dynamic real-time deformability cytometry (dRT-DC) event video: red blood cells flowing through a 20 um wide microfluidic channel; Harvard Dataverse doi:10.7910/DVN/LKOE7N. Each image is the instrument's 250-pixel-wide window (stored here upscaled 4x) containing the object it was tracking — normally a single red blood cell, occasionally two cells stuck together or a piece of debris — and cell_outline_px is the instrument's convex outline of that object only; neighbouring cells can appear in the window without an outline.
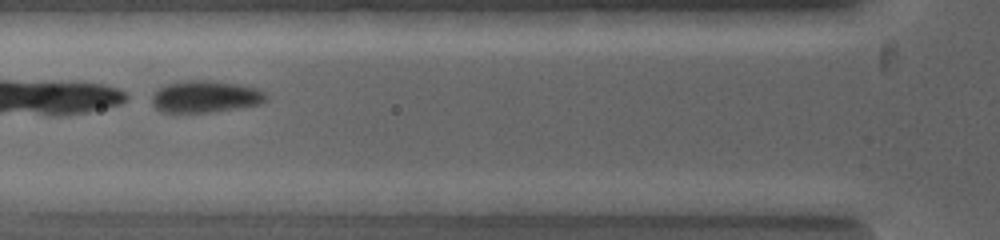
{"species": "common noctule bat (a hibernating species)", "species_latin": "Nyctalus noctula", "temperature_condition": "warm", "stored_images_in_passage": 6, "camera_frame_rate_fps": 5000, "um_per_image_px": 0.085, "animal": {"sex": "female", "body_mass_g": 19.0, "forearm_length_mm": 53.3}, "frame": {"image": 1, "passage_image": 5, "time_ms": 0.8, "image_size_px": [1000, 240], "cell_outline_px": [[264, 100], [256, 104], [208, 112], [160, 112], [152, 104], [152, 96], [160, 88], [168, 84], [188, 80], [204, 80], [232, 84], [252, 88], [260, 92], [264, 96]], "centroid_in_image_um": [17.31, 8.22], "position_along_channel_um": 108.5, "area_um2": 20.11}}